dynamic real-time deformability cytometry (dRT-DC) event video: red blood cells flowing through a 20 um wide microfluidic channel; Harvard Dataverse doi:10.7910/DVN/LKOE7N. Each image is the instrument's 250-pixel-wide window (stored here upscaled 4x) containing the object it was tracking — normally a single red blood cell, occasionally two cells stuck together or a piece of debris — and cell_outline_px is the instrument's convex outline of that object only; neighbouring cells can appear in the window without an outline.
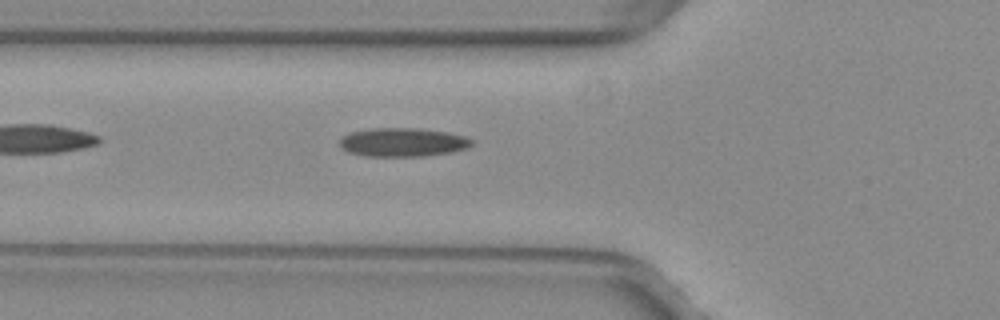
{"species": "common noctule bat (a hibernating species)", "species_latin": "Nyctalus noctula", "temperature_condition": "warm", "stored_images_in_passage": 34, "camera_frame_rate_fps": 3000, "um_per_image_px": 0.085, "animal": {"sex": "female", "body_mass_g": 29.2, "forearm_length_mm": 56.3}, "frame": {"image": 1, "passage_image": 4, "time_ms": 1.0, "image_size_px": [1000, 320], "cell_outline_px": [[472, 144], [468, 148], [452, 152], [424, 156], [364, 156], [348, 152], [340, 144], [340, 136], [348, 132], [372, 128], [420, 128], [448, 132], [464, 136], [472, 140]], "centroid_in_image_um": [34.22, 12.08], "position_along_channel_um": 91.6, "area_um2": 22.25}}
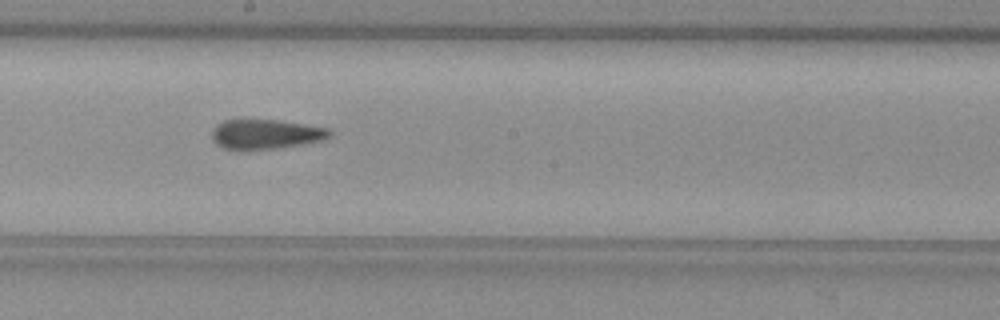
{"frame": {"image": 2, "passage_image": 14, "time_ms": 4.333, "image_size_px": [1000, 320], "cell_outline_px": [[332, 136], [320, 140], [304, 144], [276, 148], [240, 152], [224, 148], [216, 144], [212, 140], [212, 128], [216, 124], [224, 120], [244, 116], [280, 120], [328, 128], [332, 132]], "centroid_in_image_um": [22.48, 11.38], "position_along_channel_um": 225.7, "area_um2": 21.62}, "authors_computed_cell_mechanics": {"area_um2": 20.7791, "velocity_mm_per_s": 4.0109, "shape_relaxation_time_tau1_ms": null, "shape_relaxation_time_tau2_ms": 3.5626, "deformation_change_tau1": null, "deformation_change_tau2": 0.1348}}